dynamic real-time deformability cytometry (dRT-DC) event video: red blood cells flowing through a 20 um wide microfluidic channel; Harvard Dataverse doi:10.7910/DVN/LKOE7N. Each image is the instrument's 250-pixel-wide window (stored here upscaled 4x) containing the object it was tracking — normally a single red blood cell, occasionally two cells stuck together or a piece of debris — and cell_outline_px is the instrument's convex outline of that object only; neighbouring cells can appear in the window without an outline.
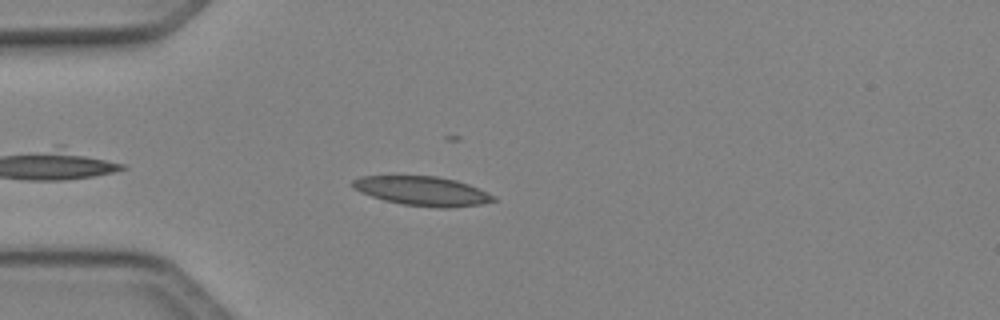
{"species": "Egyptian fruit bat (a non-hibernating species)", "species_latin": "Rousettus aegyptiacus", "temperature_condition": "cold", "stored_images_in_passage": 33, "camera_frame_rate_fps": 3000, "um_per_image_px": 0.085, "animal": {"sex": "female"}, "frame": {"image": 1, "passage_image": 4, "time_ms": 1.0, "image_size_px": [1000, 320], "cell_outline_px": [[500, 200], [480, 204], [448, 208], [440, 208], [404, 204], [384, 200], [360, 192], [352, 188], [352, 180], [360, 176], [436, 176], [456, 180], [468, 184], [496, 196]], "centroid_in_image_um": [35.92, 16.23], "position_along_channel_um": 49.1, "area_um2": 23.99}}
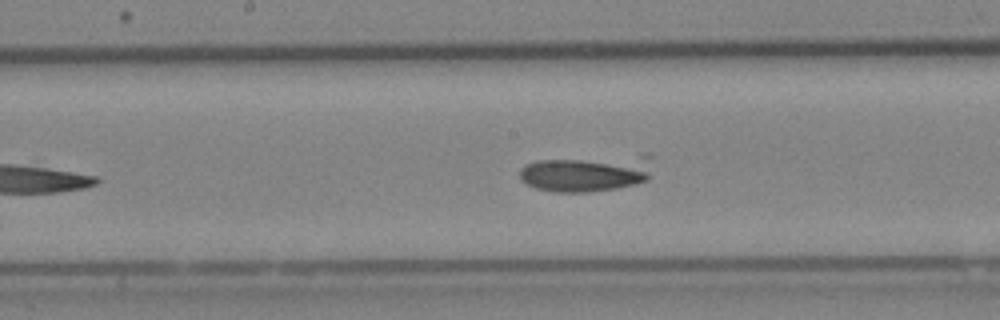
{"frame": {"image": 2, "passage_image": 16, "time_ms": 5.0, "image_size_px": [1000, 320], "cell_outline_px": [[652, 156], [648, 180], [636, 184], [616, 188], [584, 192], [556, 192], [536, 188], [520, 180], [520, 168], [524, 164], [536, 160], [644, 152], [648, 152]], "centroid_in_image_um": [49.94, 14.66], "position_along_channel_um": 198.3, "area_um2": 29.59}}
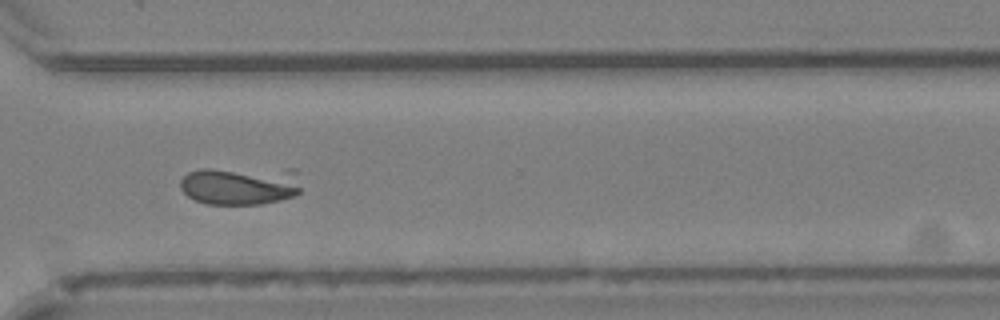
{"frame": {"image": 3, "passage_image": 27, "time_ms": 8.667, "image_size_px": [1000, 320], "cell_outline_px": [[300, 192], [296, 196], [280, 200], [260, 204], [208, 204], [196, 200], [188, 196], [180, 188], [180, 180], [188, 172], [200, 168], [208, 168], [232, 172], [292, 184], [300, 188]], "centroid_in_image_um": [19.88, 15.97], "position_along_channel_um": 350.7, "area_um2": 22.37}}